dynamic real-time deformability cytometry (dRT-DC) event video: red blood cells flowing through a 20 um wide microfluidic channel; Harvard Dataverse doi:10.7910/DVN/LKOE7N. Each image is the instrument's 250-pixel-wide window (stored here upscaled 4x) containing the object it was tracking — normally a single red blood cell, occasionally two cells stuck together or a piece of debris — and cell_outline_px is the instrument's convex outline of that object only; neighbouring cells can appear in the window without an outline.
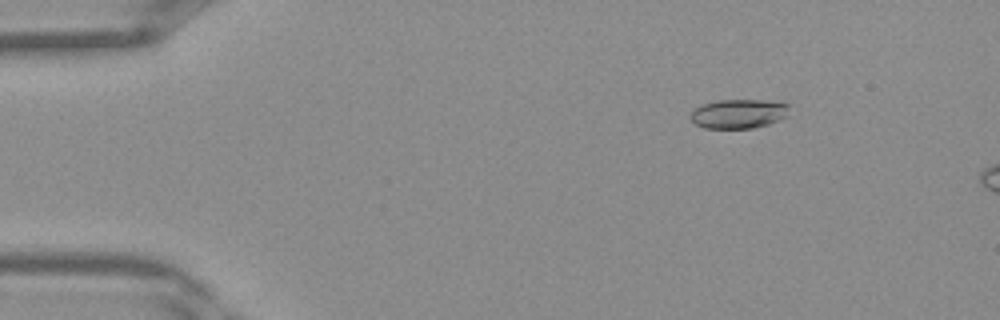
{"species": "Egyptian fruit bat (a non-hibernating species)", "species_latin": "Rousettus aegyptiacus", "temperature_condition": "warm", "stored_images_in_passage": 6, "camera_frame_rate_fps": 3000, "um_per_image_px": 0.085, "frame": {"image": 1, "passage_image": 2, "time_ms": 0.333, "image_size_px": [1000, 320], "cell_outline_px": [[788, 116], [780, 120], [768, 124], [752, 128], [704, 128], [696, 124], [688, 116], [700, 104], [716, 100], [760, 100], [788, 104]], "centroid_in_image_um": [62.75, 9.67], "position_along_channel_um": 22.2, "area_um2": 16.82}}